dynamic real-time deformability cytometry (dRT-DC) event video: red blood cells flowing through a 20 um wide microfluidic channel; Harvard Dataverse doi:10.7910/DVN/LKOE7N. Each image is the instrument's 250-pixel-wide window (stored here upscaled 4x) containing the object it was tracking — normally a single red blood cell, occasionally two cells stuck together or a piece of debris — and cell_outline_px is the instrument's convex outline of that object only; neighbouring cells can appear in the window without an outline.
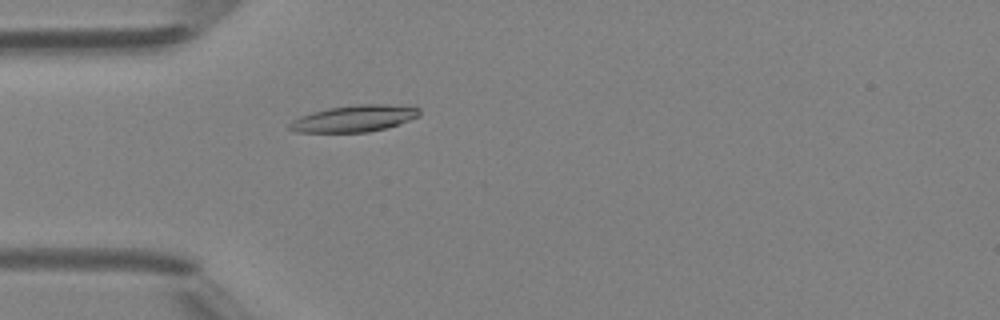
{"species": "Egyptian fruit bat (a non-hibernating species)", "species_latin": "Rousettus aegyptiacus", "temperature_condition": "room temperature", "stored_images_in_passage": 1, "camera_frame_rate_fps": 3000, "um_per_image_px": 0.085, "animal": {"sex": "female"}, "frame": {"image": 1, "passage_image": 1, "time_ms": 0.0, "image_size_px": [1000, 320], "cell_outline_px": [[420, 116], [400, 124], [368, 132], [296, 132], [288, 128], [288, 124], [292, 120], [300, 116], [312, 112], [328, 108], [356, 104], [384, 104], [420, 108]], "centroid_in_image_um": [30.09, 10.07], "position_along_channel_um": 54.9, "area_um2": 20.11}}